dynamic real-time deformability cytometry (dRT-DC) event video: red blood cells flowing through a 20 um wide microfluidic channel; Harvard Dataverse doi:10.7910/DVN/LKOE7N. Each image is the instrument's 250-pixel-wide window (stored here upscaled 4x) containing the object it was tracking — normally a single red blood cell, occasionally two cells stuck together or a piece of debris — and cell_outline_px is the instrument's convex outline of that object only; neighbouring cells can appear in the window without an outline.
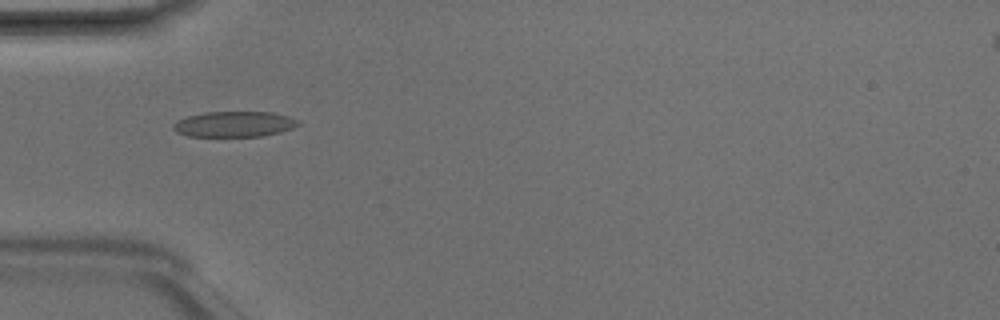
{"species": "Egyptian fruit bat (a non-hibernating species)", "species_latin": "Rousettus aegyptiacus", "temperature_condition": "room temperature", "stored_images_in_passage": 6, "camera_frame_rate_fps": 3000, "um_per_image_px": 0.085, "animal": {"sex": "male"}, "frame": {"image": 1, "passage_image": 5, "time_ms": 1.333, "image_size_px": [1000, 320], "cell_outline_px": [[300, 124], [292, 128], [280, 132], [260, 136], [188, 136], [176, 132], [172, 128], [172, 124], [188, 116], [204, 112], [272, 112], [288, 116], [300, 120]], "centroid_in_image_um": [19.92, 10.55], "position_along_channel_um": 65.1, "area_um2": 18.55}}